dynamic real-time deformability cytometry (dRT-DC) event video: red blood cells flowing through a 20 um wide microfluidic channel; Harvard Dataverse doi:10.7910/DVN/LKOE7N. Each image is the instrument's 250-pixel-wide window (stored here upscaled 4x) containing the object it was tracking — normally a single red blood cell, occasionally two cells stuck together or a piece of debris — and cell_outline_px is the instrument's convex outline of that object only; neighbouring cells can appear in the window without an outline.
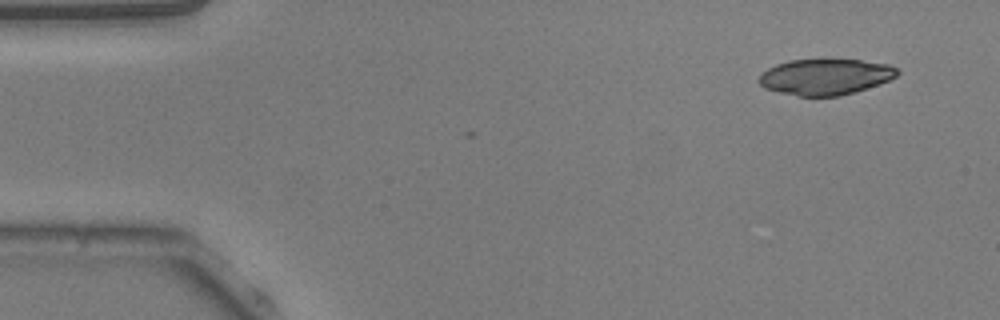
{"species": "common noctule bat (a hibernating species)", "species_latin": "Nyctalus noctula", "temperature_condition": "warm", "stored_images_in_passage": 3, "camera_frame_rate_fps": 3000, "um_per_image_px": 0.085, "animal": {"sex": "male", "body_mass_g": 20.5, "forearm_length_mm": 52.5}, "frame": {"image": 1, "passage_image": 1, "time_ms": 0.0, "image_size_px": [1000, 320], "cell_outline_px": [[900, 72], [896, 76], [880, 84], [840, 96], [800, 96], [780, 92], [764, 88], [760, 84], [760, 76], [768, 68], [776, 64], [788, 60], [860, 60], [888, 64], [900, 68]], "centroid_in_image_um": [70.19, 6.53], "position_along_channel_um": 14.8, "area_um2": 28.78}}